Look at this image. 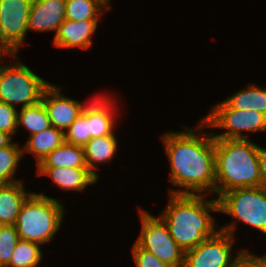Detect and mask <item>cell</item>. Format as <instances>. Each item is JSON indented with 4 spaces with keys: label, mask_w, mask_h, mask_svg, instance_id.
<instances>
[{
    "label": "cell",
    "mask_w": 266,
    "mask_h": 267,
    "mask_svg": "<svg viewBox=\"0 0 266 267\" xmlns=\"http://www.w3.org/2000/svg\"><path fill=\"white\" fill-rule=\"evenodd\" d=\"M33 0H0V44L17 58L25 44L28 16Z\"/></svg>",
    "instance_id": "30bf717a"
},
{
    "label": "cell",
    "mask_w": 266,
    "mask_h": 267,
    "mask_svg": "<svg viewBox=\"0 0 266 267\" xmlns=\"http://www.w3.org/2000/svg\"><path fill=\"white\" fill-rule=\"evenodd\" d=\"M117 138L115 134L91 138L84 146L85 162L87 168L97 177L94 170L98 169L97 164L109 162L117 151Z\"/></svg>",
    "instance_id": "ac0fdd59"
},
{
    "label": "cell",
    "mask_w": 266,
    "mask_h": 267,
    "mask_svg": "<svg viewBox=\"0 0 266 267\" xmlns=\"http://www.w3.org/2000/svg\"><path fill=\"white\" fill-rule=\"evenodd\" d=\"M141 232L135 241L141 248L173 267H183L185 251L175 242L160 217L140 210Z\"/></svg>",
    "instance_id": "ba28073f"
},
{
    "label": "cell",
    "mask_w": 266,
    "mask_h": 267,
    "mask_svg": "<svg viewBox=\"0 0 266 267\" xmlns=\"http://www.w3.org/2000/svg\"><path fill=\"white\" fill-rule=\"evenodd\" d=\"M17 116V126H23L29 134H35L51 127L48 113L40 100L38 103L20 108Z\"/></svg>",
    "instance_id": "7402d4cb"
},
{
    "label": "cell",
    "mask_w": 266,
    "mask_h": 267,
    "mask_svg": "<svg viewBox=\"0 0 266 267\" xmlns=\"http://www.w3.org/2000/svg\"><path fill=\"white\" fill-rule=\"evenodd\" d=\"M22 181L0 184V225H14L21 207L32 192H26Z\"/></svg>",
    "instance_id": "2e32d148"
},
{
    "label": "cell",
    "mask_w": 266,
    "mask_h": 267,
    "mask_svg": "<svg viewBox=\"0 0 266 267\" xmlns=\"http://www.w3.org/2000/svg\"><path fill=\"white\" fill-rule=\"evenodd\" d=\"M2 54L4 55V56H2ZM9 56V55H11L9 52H0V60L2 59V58H4L5 59V56Z\"/></svg>",
    "instance_id": "1f68e13d"
},
{
    "label": "cell",
    "mask_w": 266,
    "mask_h": 267,
    "mask_svg": "<svg viewBox=\"0 0 266 267\" xmlns=\"http://www.w3.org/2000/svg\"><path fill=\"white\" fill-rule=\"evenodd\" d=\"M12 139L13 138L9 134L0 131V148L9 145L12 142Z\"/></svg>",
    "instance_id": "4dcf8cb0"
},
{
    "label": "cell",
    "mask_w": 266,
    "mask_h": 267,
    "mask_svg": "<svg viewBox=\"0 0 266 267\" xmlns=\"http://www.w3.org/2000/svg\"><path fill=\"white\" fill-rule=\"evenodd\" d=\"M16 227L14 225H0V266L6 267L12 258L15 246L19 242Z\"/></svg>",
    "instance_id": "484cf974"
},
{
    "label": "cell",
    "mask_w": 266,
    "mask_h": 267,
    "mask_svg": "<svg viewBox=\"0 0 266 267\" xmlns=\"http://www.w3.org/2000/svg\"><path fill=\"white\" fill-rule=\"evenodd\" d=\"M99 20H67L59 26L54 35L53 45L58 48H81L88 50L92 46L91 35L96 31Z\"/></svg>",
    "instance_id": "4fadbf2b"
},
{
    "label": "cell",
    "mask_w": 266,
    "mask_h": 267,
    "mask_svg": "<svg viewBox=\"0 0 266 267\" xmlns=\"http://www.w3.org/2000/svg\"><path fill=\"white\" fill-rule=\"evenodd\" d=\"M220 212L266 234V188H235L218 198Z\"/></svg>",
    "instance_id": "8992f818"
},
{
    "label": "cell",
    "mask_w": 266,
    "mask_h": 267,
    "mask_svg": "<svg viewBox=\"0 0 266 267\" xmlns=\"http://www.w3.org/2000/svg\"><path fill=\"white\" fill-rule=\"evenodd\" d=\"M41 101L48 113L51 126L63 132L75 121L86 104L61 94L60 87L50 83L43 91Z\"/></svg>",
    "instance_id": "8fae6325"
},
{
    "label": "cell",
    "mask_w": 266,
    "mask_h": 267,
    "mask_svg": "<svg viewBox=\"0 0 266 267\" xmlns=\"http://www.w3.org/2000/svg\"><path fill=\"white\" fill-rule=\"evenodd\" d=\"M0 60V102L14 108H21L38 103L43 91L50 84L36 75L26 64L15 60L13 64L1 65Z\"/></svg>",
    "instance_id": "5b68a950"
},
{
    "label": "cell",
    "mask_w": 266,
    "mask_h": 267,
    "mask_svg": "<svg viewBox=\"0 0 266 267\" xmlns=\"http://www.w3.org/2000/svg\"><path fill=\"white\" fill-rule=\"evenodd\" d=\"M258 160L260 167L261 186L266 188V148L259 146Z\"/></svg>",
    "instance_id": "f546056e"
},
{
    "label": "cell",
    "mask_w": 266,
    "mask_h": 267,
    "mask_svg": "<svg viewBox=\"0 0 266 267\" xmlns=\"http://www.w3.org/2000/svg\"><path fill=\"white\" fill-rule=\"evenodd\" d=\"M224 102L230 107L239 110H256L266 115V88H260L255 83L248 88L241 89L231 95Z\"/></svg>",
    "instance_id": "ffe728a7"
},
{
    "label": "cell",
    "mask_w": 266,
    "mask_h": 267,
    "mask_svg": "<svg viewBox=\"0 0 266 267\" xmlns=\"http://www.w3.org/2000/svg\"><path fill=\"white\" fill-rule=\"evenodd\" d=\"M198 124V130L184 127V131L161 136L171 169L170 183L183 188L172 189L170 194L215 193V139L212 132L200 130L202 120Z\"/></svg>",
    "instance_id": "6da1fadb"
},
{
    "label": "cell",
    "mask_w": 266,
    "mask_h": 267,
    "mask_svg": "<svg viewBox=\"0 0 266 267\" xmlns=\"http://www.w3.org/2000/svg\"><path fill=\"white\" fill-rule=\"evenodd\" d=\"M105 96V97H104ZM114 99H110L106 94L96 95L88 103V122L91 132V138L112 135L115 125V109ZM115 116V117H114Z\"/></svg>",
    "instance_id": "5bb4252c"
},
{
    "label": "cell",
    "mask_w": 266,
    "mask_h": 267,
    "mask_svg": "<svg viewBox=\"0 0 266 267\" xmlns=\"http://www.w3.org/2000/svg\"><path fill=\"white\" fill-rule=\"evenodd\" d=\"M204 127L227 130L212 133L214 139H248L242 132L266 131V115L256 110H239L230 108L224 101L213 106L205 118Z\"/></svg>",
    "instance_id": "52a82bcc"
},
{
    "label": "cell",
    "mask_w": 266,
    "mask_h": 267,
    "mask_svg": "<svg viewBox=\"0 0 266 267\" xmlns=\"http://www.w3.org/2000/svg\"><path fill=\"white\" fill-rule=\"evenodd\" d=\"M40 246L39 243L20 239L6 267H37L43 260Z\"/></svg>",
    "instance_id": "cb8c5ba5"
},
{
    "label": "cell",
    "mask_w": 266,
    "mask_h": 267,
    "mask_svg": "<svg viewBox=\"0 0 266 267\" xmlns=\"http://www.w3.org/2000/svg\"><path fill=\"white\" fill-rule=\"evenodd\" d=\"M54 167L87 168L84 147L64 142L37 165V168Z\"/></svg>",
    "instance_id": "d6986e66"
},
{
    "label": "cell",
    "mask_w": 266,
    "mask_h": 267,
    "mask_svg": "<svg viewBox=\"0 0 266 267\" xmlns=\"http://www.w3.org/2000/svg\"><path fill=\"white\" fill-rule=\"evenodd\" d=\"M250 139H215V195L261 186L259 146Z\"/></svg>",
    "instance_id": "3957f363"
},
{
    "label": "cell",
    "mask_w": 266,
    "mask_h": 267,
    "mask_svg": "<svg viewBox=\"0 0 266 267\" xmlns=\"http://www.w3.org/2000/svg\"><path fill=\"white\" fill-rule=\"evenodd\" d=\"M168 196L169 203L159 217L185 252L220 231V225L214 224L215 218L210 214V211L220 212L217 198L208 200L205 194L169 193Z\"/></svg>",
    "instance_id": "7a4b0ae2"
},
{
    "label": "cell",
    "mask_w": 266,
    "mask_h": 267,
    "mask_svg": "<svg viewBox=\"0 0 266 267\" xmlns=\"http://www.w3.org/2000/svg\"><path fill=\"white\" fill-rule=\"evenodd\" d=\"M105 0H66L65 16L67 20H99L102 13L110 10Z\"/></svg>",
    "instance_id": "44dd1931"
},
{
    "label": "cell",
    "mask_w": 266,
    "mask_h": 267,
    "mask_svg": "<svg viewBox=\"0 0 266 267\" xmlns=\"http://www.w3.org/2000/svg\"><path fill=\"white\" fill-rule=\"evenodd\" d=\"M65 211L60 200L32 192L14 224L20 239L44 245L61 227Z\"/></svg>",
    "instance_id": "277c9868"
},
{
    "label": "cell",
    "mask_w": 266,
    "mask_h": 267,
    "mask_svg": "<svg viewBox=\"0 0 266 267\" xmlns=\"http://www.w3.org/2000/svg\"><path fill=\"white\" fill-rule=\"evenodd\" d=\"M231 267H266V255L256 256L249 253L247 249H241Z\"/></svg>",
    "instance_id": "f1b7e54d"
},
{
    "label": "cell",
    "mask_w": 266,
    "mask_h": 267,
    "mask_svg": "<svg viewBox=\"0 0 266 267\" xmlns=\"http://www.w3.org/2000/svg\"><path fill=\"white\" fill-rule=\"evenodd\" d=\"M36 173L41 176L49 175L53 183L65 191H82L98 181V178L88 168H37Z\"/></svg>",
    "instance_id": "9a60e30c"
},
{
    "label": "cell",
    "mask_w": 266,
    "mask_h": 267,
    "mask_svg": "<svg viewBox=\"0 0 266 267\" xmlns=\"http://www.w3.org/2000/svg\"><path fill=\"white\" fill-rule=\"evenodd\" d=\"M235 222L223 225L216 235L187 250L183 267H231L235 259L232 257Z\"/></svg>",
    "instance_id": "9c48e42d"
},
{
    "label": "cell",
    "mask_w": 266,
    "mask_h": 267,
    "mask_svg": "<svg viewBox=\"0 0 266 267\" xmlns=\"http://www.w3.org/2000/svg\"><path fill=\"white\" fill-rule=\"evenodd\" d=\"M64 138L65 142L80 147H84L86 143L91 139L87 103L79 116L64 132Z\"/></svg>",
    "instance_id": "d4e9b609"
},
{
    "label": "cell",
    "mask_w": 266,
    "mask_h": 267,
    "mask_svg": "<svg viewBox=\"0 0 266 267\" xmlns=\"http://www.w3.org/2000/svg\"><path fill=\"white\" fill-rule=\"evenodd\" d=\"M132 256L136 267H173L159 260L151 252L141 248L136 242L132 245Z\"/></svg>",
    "instance_id": "83f0119b"
},
{
    "label": "cell",
    "mask_w": 266,
    "mask_h": 267,
    "mask_svg": "<svg viewBox=\"0 0 266 267\" xmlns=\"http://www.w3.org/2000/svg\"><path fill=\"white\" fill-rule=\"evenodd\" d=\"M65 142L64 132L51 126L48 129L29 135L25 146L22 147L23 156L25 152L33 153L38 165L49 153Z\"/></svg>",
    "instance_id": "e0dca14e"
},
{
    "label": "cell",
    "mask_w": 266,
    "mask_h": 267,
    "mask_svg": "<svg viewBox=\"0 0 266 267\" xmlns=\"http://www.w3.org/2000/svg\"><path fill=\"white\" fill-rule=\"evenodd\" d=\"M66 0H33L28 16V31L48 32L55 35L65 21Z\"/></svg>",
    "instance_id": "7c38bea8"
},
{
    "label": "cell",
    "mask_w": 266,
    "mask_h": 267,
    "mask_svg": "<svg viewBox=\"0 0 266 267\" xmlns=\"http://www.w3.org/2000/svg\"><path fill=\"white\" fill-rule=\"evenodd\" d=\"M0 52H8V51L0 44Z\"/></svg>",
    "instance_id": "d6a6232c"
},
{
    "label": "cell",
    "mask_w": 266,
    "mask_h": 267,
    "mask_svg": "<svg viewBox=\"0 0 266 267\" xmlns=\"http://www.w3.org/2000/svg\"><path fill=\"white\" fill-rule=\"evenodd\" d=\"M21 159H23V151L19 144L12 141L6 147L0 148V184L22 181L14 179Z\"/></svg>",
    "instance_id": "603a6c76"
},
{
    "label": "cell",
    "mask_w": 266,
    "mask_h": 267,
    "mask_svg": "<svg viewBox=\"0 0 266 267\" xmlns=\"http://www.w3.org/2000/svg\"><path fill=\"white\" fill-rule=\"evenodd\" d=\"M18 110L6 103L0 102V131L9 134L12 138L18 131Z\"/></svg>",
    "instance_id": "4316f807"
}]
</instances>
